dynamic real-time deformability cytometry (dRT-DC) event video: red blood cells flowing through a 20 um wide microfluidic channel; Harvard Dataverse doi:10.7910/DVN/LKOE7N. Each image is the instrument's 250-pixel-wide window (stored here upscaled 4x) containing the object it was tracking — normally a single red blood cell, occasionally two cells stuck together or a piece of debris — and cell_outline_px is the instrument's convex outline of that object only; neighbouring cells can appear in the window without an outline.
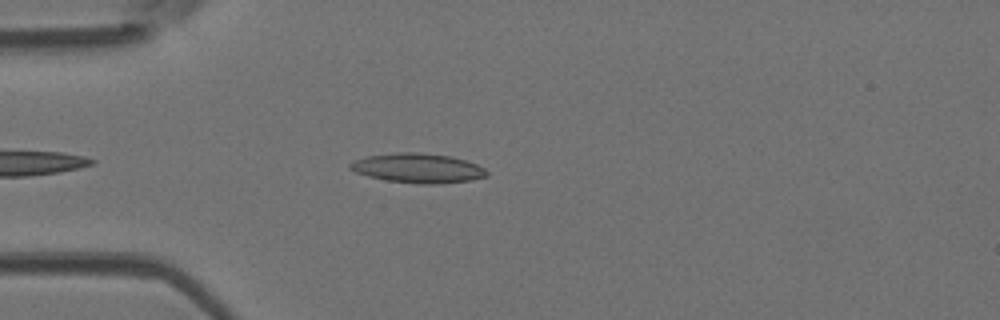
{"species": "Egyptian fruit bat (a non-hibernating species)", "species_latin": "Rousettus aegyptiacus", "temperature_condition": "room temperature", "stored_images_in_passage": 39, "camera_frame_rate_fps": 3000, "um_per_image_px": 0.085, "animal": {"sex": "female"}, "frame": {"image": 1, "passage_image": 5, "time_ms": 1.333, "image_size_px": [1000, 320], "cell_outline_px": [[488, 176], [472, 180], [440, 184], [416, 184], [388, 180], [368, 176], [356, 172], [348, 168], [348, 164], [356, 160], [368, 156], [396, 152], [420, 152], [452, 156], [476, 164], [484, 168], [488, 172]], "centroid_in_image_um": [35.54, 14.29], "position_along_channel_um": 49.5, "area_um2": 23.58}}
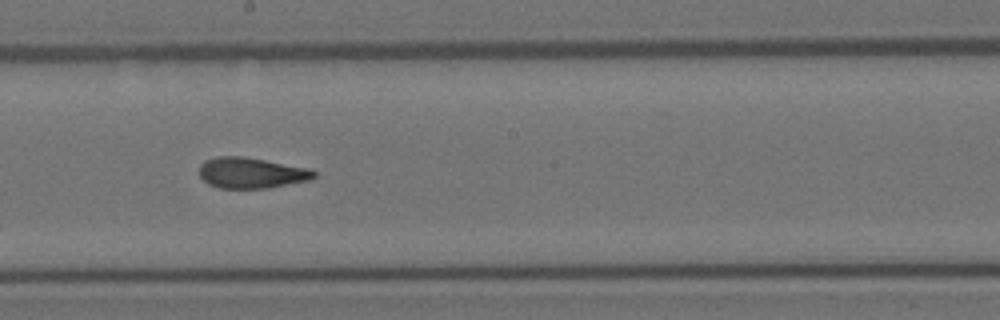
{"frame": {"image": 2, "passage_image": 19, "time_ms": 6.0, "image_size_px": [1000, 320], "cell_outline_px": [[316, 176], [308, 180], [268, 188], [220, 188], [208, 184], [200, 176], [200, 164], [204, 160], [220, 156], [244, 156], [308, 168], [316, 172]], "centroid_in_image_um": [21.34, 14.69], "position_along_channel_um": 226.9, "area_um2": 20.46}}
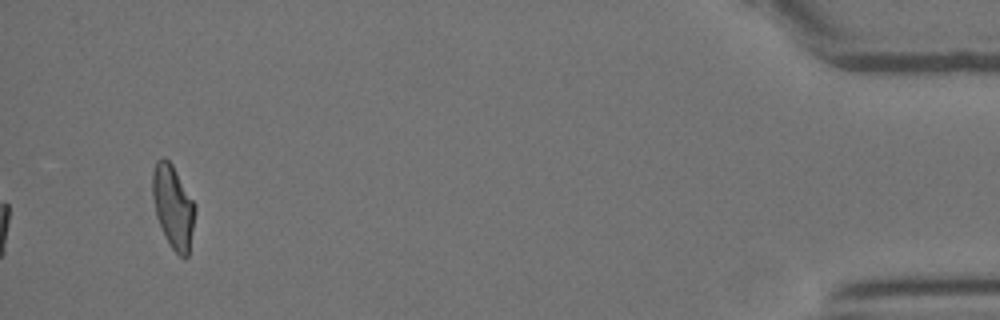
{"frame": {"image": 3, "passage_image": 39, "time_ms": 12.667, "image_size_px": [1000, 320], "cell_outline_px": [[196, 212], [188, 256], [180, 256], [172, 248], [164, 236], [156, 216], [152, 196], [152, 172], [156, 160], [164, 156], [172, 164], [196, 204]], "centroid_in_image_um": [14.71, 17.54], "position_along_channel_um": 420.5, "area_um2": 20.81}, "authors_computed_cell_mechanics": {"area_um2": 20.808, "velocity_mm_per_s": 4.0619, "shape_relaxation_time_tau1_ms": null, "shape_relaxation_time_tau2_ms": 2.0143, "deformation_change_tau1": null, "deformation_change_tau2": 0.1013}}